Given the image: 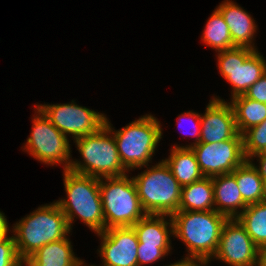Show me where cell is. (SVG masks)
<instances>
[{"label": "cell", "instance_id": "cell-10", "mask_svg": "<svg viewBox=\"0 0 266 266\" xmlns=\"http://www.w3.org/2000/svg\"><path fill=\"white\" fill-rule=\"evenodd\" d=\"M36 107L62 134H71L74 140L95 133L105 125L104 114L79 106L73 100L69 104H36Z\"/></svg>", "mask_w": 266, "mask_h": 266}, {"label": "cell", "instance_id": "cell-11", "mask_svg": "<svg viewBox=\"0 0 266 266\" xmlns=\"http://www.w3.org/2000/svg\"><path fill=\"white\" fill-rule=\"evenodd\" d=\"M191 148L205 177L232 173L247 160L242 134L239 133L232 139L216 143H198Z\"/></svg>", "mask_w": 266, "mask_h": 266}, {"label": "cell", "instance_id": "cell-29", "mask_svg": "<svg viewBox=\"0 0 266 266\" xmlns=\"http://www.w3.org/2000/svg\"><path fill=\"white\" fill-rule=\"evenodd\" d=\"M247 98L266 104V73L262 75L245 93Z\"/></svg>", "mask_w": 266, "mask_h": 266}, {"label": "cell", "instance_id": "cell-32", "mask_svg": "<svg viewBox=\"0 0 266 266\" xmlns=\"http://www.w3.org/2000/svg\"><path fill=\"white\" fill-rule=\"evenodd\" d=\"M9 226L5 215L0 211V238L8 236Z\"/></svg>", "mask_w": 266, "mask_h": 266}, {"label": "cell", "instance_id": "cell-31", "mask_svg": "<svg viewBox=\"0 0 266 266\" xmlns=\"http://www.w3.org/2000/svg\"><path fill=\"white\" fill-rule=\"evenodd\" d=\"M253 157H256V158H259L257 161H259V166H255L258 173L260 174V177L264 180L265 184H266V154L263 152V153H259V154H256L254 156H252L249 161H253ZM259 167V168H258Z\"/></svg>", "mask_w": 266, "mask_h": 266}, {"label": "cell", "instance_id": "cell-8", "mask_svg": "<svg viewBox=\"0 0 266 266\" xmlns=\"http://www.w3.org/2000/svg\"><path fill=\"white\" fill-rule=\"evenodd\" d=\"M217 54L220 75L231 84L232 98L243 95L266 73V61L257 50L236 46Z\"/></svg>", "mask_w": 266, "mask_h": 266}, {"label": "cell", "instance_id": "cell-2", "mask_svg": "<svg viewBox=\"0 0 266 266\" xmlns=\"http://www.w3.org/2000/svg\"><path fill=\"white\" fill-rule=\"evenodd\" d=\"M173 235L186 244L189 257L210 261L215 255L227 217L211 211L179 210L171 215Z\"/></svg>", "mask_w": 266, "mask_h": 266}, {"label": "cell", "instance_id": "cell-1", "mask_svg": "<svg viewBox=\"0 0 266 266\" xmlns=\"http://www.w3.org/2000/svg\"><path fill=\"white\" fill-rule=\"evenodd\" d=\"M67 219L56 202L38 207L13 225V237L19 258L25 262L44 245L70 234Z\"/></svg>", "mask_w": 266, "mask_h": 266}, {"label": "cell", "instance_id": "cell-33", "mask_svg": "<svg viewBox=\"0 0 266 266\" xmlns=\"http://www.w3.org/2000/svg\"><path fill=\"white\" fill-rule=\"evenodd\" d=\"M257 266H266V246L258 248Z\"/></svg>", "mask_w": 266, "mask_h": 266}, {"label": "cell", "instance_id": "cell-24", "mask_svg": "<svg viewBox=\"0 0 266 266\" xmlns=\"http://www.w3.org/2000/svg\"><path fill=\"white\" fill-rule=\"evenodd\" d=\"M202 41L215 49L216 52L236 47L231 39L229 27L217 8L214 10L211 17H209L207 24L205 25Z\"/></svg>", "mask_w": 266, "mask_h": 266}, {"label": "cell", "instance_id": "cell-17", "mask_svg": "<svg viewBox=\"0 0 266 266\" xmlns=\"http://www.w3.org/2000/svg\"><path fill=\"white\" fill-rule=\"evenodd\" d=\"M212 183L215 210L228 219L237 218L248 205L243 201L235 177L231 173L213 176Z\"/></svg>", "mask_w": 266, "mask_h": 266}, {"label": "cell", "instance_id": "cell-5", "mask_svg": "<svg viewBox=\"0 0 266 266\" xmlns=\"http://www.w3.org/2000/svg\"><path fill=\"white\" fill-rule=\"evenodd\" d=\"M105 125L113 133L121 163L127 171L149 165L162 138V128L156 117L145 115L118 131L112 129L107 117Z\"/></svg>", "mask_w": 266, "mask_h": 266}, {"label": "cell", "instance_id": "cell-22", "mask_svg": "<svg viewBox=\"0 0 266 266\" xmlns=\"http://www.w3.org/2000/svg\"><path fill=\"white\" fill-rule=\"evenodd\" d=\"M230 103L235 113L236 127L239 134L266 119L265 103L247 98L244 94L231 98Z\"/></svg>", "mask_w": 266, "mask_h": 266}, {"label": "cell", "instance_id": "cell-19", "mask_svg": "<svg viewBox=\"0 0 266 266\" xmlns=\"http://www.w3.org/2000/svg\"><path fill=\"white\" fill-rule=\"evenodd\" d=\"M164 161L182 187L204 177L191 147H172Z\"/></svg>", "mask_w": 266, "mask_h": 266}, {"label": "cell", "instance_id": "cell-16", "mask_svg": "<svg viewBox=\"0 0 266 266\" xmlns=\"http://www.w3.org/2000/svg\"><path fill=\"white\" fill-rule=\"evenodd\" d=\"M166 217L170 218L166 221ZM137 234L139 245H150L161 248L167 255L170 253L173 236V222L170 215L147 214L132 226Z\"/></svg>", "mask_w": 266, "mask_h": 266}, {"label": "cell", "instance_id": "cell-15", "mask_svg": "<svg viewBox=\"0 0 266 266\" xmlns=\"http://www.w3.org/2000/svg\"><path fill=\"white\" fill-rule=\"evenodd\" d=\"M217 9L229 27L233 44L237 47H247L257 50L253 43L257 26L251 15L230 0H225Z\"/></svg>", "mask_w": 266, "mask_h": 266}, {"label": "cell", "instance_id": "cell-9", "mask_svg": "<svg viewBox=\"0 0 266 266\" xmlns=\"http://www.w3.org/2000/svg\"><path fill=\"white\" fill-rule=\"evenodd\" d=\"M35 109L37 115L32 119V131L23 149L41 163L64 164L63 170H68L72 161L68 136L62 134L38 107Z\"/></svg>", "mask_w": 266, "mask_h": 266}, {"label": "cell", "instance_id": "cell-20", "mask_svg": "<svg viewBox=\"0 0 266 266\" xmlns=\"http://www.w3.org/2000/svg\"><path fill=\"white\" fill-rule=\"evenodd\" d=\"M179 210L211 211L215 210L212 177H203L181 190Z\"/></svg>", "mask_w": 266, "mask_h": 266}, {"label": "cell", "instance_id": "cell-21", "mask_svg": "<svg viewBox=\"0 0 266 266\" xmlns=\"http://www.w3.org/2000/svg\"><path fill=\"white\" fill-rule=\"evenodd\" d=\"M231 174L235 177L243 201L247 205L264 201L265 182L252 161L246 160Z\"/></svg>", "mask_w": 266, "mask_h": 266}, {"label": "cell", "instance_id": "cell-12", "mask_svg": "<svg viewBox=\"0 0 266 266\" xmlns=\"http://www.w3.org/2000/svg\"><path fill=\"white\" fill-rule=\"evenodd\" d=\"M213 257L229 266H257L258 247L237 218L227 219Z\"/></svg>", "mask_w": 266, "mask_h": 266}, {"label": "cell", "instance_id": "cell-7", "mask_svg": "<svg viewBox=\"0 0 266 266\" xmlns=\"http://www.w3.org/2000/svg\"><path fill=\"white\" fill-rule=\"evenodd\" d=\"M99 190L105 230L133 226L147 215L141 205L133 179L128 178V175L101 178Z\"/></svg>", "mask_w": 266, "mask_h": 266}, {"label": "cell", "instance_id": "cell-6", "mask_svg": "<svg viewBox=\"0 0 266 266\" xmlns=\"http://www.w3.org/2000/svg\"><path fill=\"white\" fill-rule=\"evenodd\" d=\"M132 177L146 214L173 215L179 211L182 186L162 161Z\"/></svg>", "mask_w": 266, "mask_h": 266}, {"label": "cell", "instance_id": "cell-4", "mask_svg": "<svg viewBox=\"0 0 266 266\" xmlns=\"http://www.w3.org/2000/svg\"><path fill=\"white\" fill-rule=\"evenodd\" d=\"M74 143L84 162L71 161L70 171L98 179L127 175L113 133L106 125L95 133L75 139Z\"/></svg>", "mask_w": 266, "mask_h": 266}, {"label": "cell", "instance_id": "cell-27", "mask_svg": "<svg viewBox=\"0 0 266 266\" xmlns=\"http://www.w3.org/2000/svg\"><path fill=\"white\" fill-rule=\"evenodd\" d=\"M167 254L156 246L150 245H138V255L137 261L138 266H143L145 264L154 263L159 259L165 257Z\"/></svg>", "mask_w": 266, "mask_h": 266}, {"label": "cell", "instance_id": "cell-30", "mask_svg": "<svg viewBox=\"0 0 266 266\" xmlns=\"http://www.w3.org/2000/svg\"><path fill=\"white\" fill-rule=\"evenodd\" d=\"M208 263L210 262L202 258L186 256L183 260L167 266H207Z\"/></svg>", "mask_w": 266, "mask_h": 266}, {"label": "cell", "instance_id": "cell-3", "mask_svg": "<svg viewBox=\"0 0 266 266\" xmlns=\"http://www.w3.org/2000/svg\"><path fill=\"white\" fill-rule=\"evenodd\" d=\"M67 199L56 201L66 216L70 230L74 217H79L95 233L105 230V218L99 190L100 179L64 170Z\"/></svg>", "mask_w": 266, "mask_h": 266}, {"label": "cell", "instance_id": "cell-13", "mask_svg": "<svg viewBox=\"0 0 266 266\" xmlns=\"http://www.w3.org/2000/svg\"><path fill=\"white\" fill-rule=\"evenodd\" d=\"M102 266H138V237L132 226L113 227L97 233ZM95 266V265H90Z\"/></svg>", "mask_w": 266, "mask_h": 266}, {"label": "cell", "instance_id": "cell-18", "mask_svg": "<svg viewBox=\"0 0 266 266\" xmlns=\"http://www.w3.org/2000/svg\"><path fill=\"white\" fill-rule=\"evenodd\" d=\"M83 264L75 256L68 237L44 245L24 262V266H86Z\"/></svg>", "mask_w": 266, "mask_h": 266}, {"label": "cell", "instance_id": "cell-14", "mask_svg": "<svg viewBox=\"0 0 266 266\" xmlns=\"http://www.w3.org/2000/svg\"><path fill=\"white\" fill-rule=\"evenodd\" d=\"M201 114L200 143H216L234 138L239 132L231 103L213 97Z\"/></svg>", "mask_w": 266, "mask_h": 266}, {"label": "cell", "instance_id": "cell-26", "mask_svg": "<svg viewBox=\"0 0 266 266\" xmlns=\"http://www.w3.org/2000/svg\"><path fill=\"white\" fill-rule=\"evenodd\" d=\"M13 235L0 238V266H22Z\"/></svg>", "mask_w": 266, "mask_h": 266}, {"label": "cell", "instance_id": "cell-25", "mask_svg": "<svg viewBox=\"0 0 266 266\" xmlns=\"http://www.w3.org/2000/svg\"><path fill=\"white\" fill-rule=\"evenodd\" d=\"M243 150L247 160L266 151V119L242 133Z\"/></svg>", "mask_w": 266, "mask_h": 266}, {"label": "cell", "instance_id": "cell-34", "mask_svg": "<svg viewBox=\"0 0 266 266\" xmlns=\"http://www.w3.org/2000/svg\"><path fill=\"white\" fill-rule=\"evenodd\" d=\"M264 202L266 203V184H265V197H264Z\"/></svg>", "mask_w": 266, "mask_h": 266}, {"label": "cell", "instance_id": "cell-28", "mask_svg": "<svg viewBox=\"0 0 266 266\" xmlns=\"http://www.w3.org/2000/svg\"><path fill=\"white\" fill-rule=\"evenodd\" d=\"M179 119H178V125H181L182 121L186 118L188 121L190 120L191 122L193 121L194 122V126L195 127L193 130L189 131L188 133L187 132H184L186 133L187 135H190L191 137H194L196 136L195 138V143L193 142L191 145H186V146H178V145H175L173 147H191L193 146L194 144H198L200 143V138H201V114L199 113H196V112H193V111H187V112H184L182 113L181 115L178 116ZM189 118V119H188ZM183 119V120H182ZM193 119V120H192ZM184 122V121H183ZM190 122V123H191ZM191 126V125H190ZM179 127V126H178ZM183 129V128H182ZM181 129V130H182Z\"/></svg>", "mask_w": 266, "mask_h": 266}, {"label": "cell", "instance_id": "cell-23", "mask_svg": "<svg viewBox=\"0 0 266 266\" xmlns=\"http://www.w3.org/2000/svg\"><path fill=\"white\" fill-rule=\"evenodd\" d=\"M237 219L258 248L266 246V203L264 201L248 205Z\"/></svg>", "mask_w": 266, "mask_h": 266}]
</instances>
